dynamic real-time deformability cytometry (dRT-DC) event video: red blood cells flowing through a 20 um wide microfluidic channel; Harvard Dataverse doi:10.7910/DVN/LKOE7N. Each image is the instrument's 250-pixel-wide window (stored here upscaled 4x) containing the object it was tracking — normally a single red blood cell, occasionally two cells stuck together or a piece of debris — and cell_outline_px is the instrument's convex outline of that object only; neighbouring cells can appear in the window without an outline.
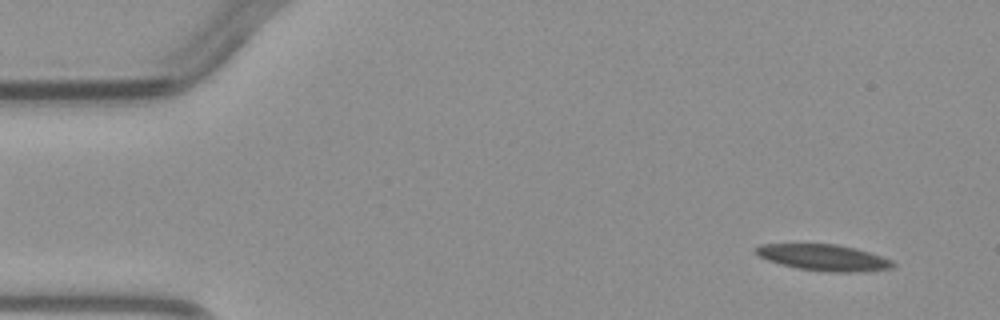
{"species": "common noctule bat (a hibernating species)", "species_latin": "Nyctalus noctula", "temperature_condition": "warm", "stored_images_in_passage": 3, "camera_frame_rate_fps": 3000, "um_per_image_px": 0.085, "animal": {"sex": "male", "body_mass_g": 23.1, "forearm_length_mm": 52.7}, "frame": {"image": 1, "passage_image": 1, "time_ms": 0.0, "image_size_px": [1000, 320], "cell_outline_px": [[896, 264], [892, 268], [856, 272], [832, 272], [800, 268], [768, 260], [760, 256], [752, 248], [760, 244], [836, 244], [856, 248], [892, 260]], "centroid_in_image_um": [70.02, 21.88], "position_along_channel_um": 15.0, "area_um2": 20.63}}